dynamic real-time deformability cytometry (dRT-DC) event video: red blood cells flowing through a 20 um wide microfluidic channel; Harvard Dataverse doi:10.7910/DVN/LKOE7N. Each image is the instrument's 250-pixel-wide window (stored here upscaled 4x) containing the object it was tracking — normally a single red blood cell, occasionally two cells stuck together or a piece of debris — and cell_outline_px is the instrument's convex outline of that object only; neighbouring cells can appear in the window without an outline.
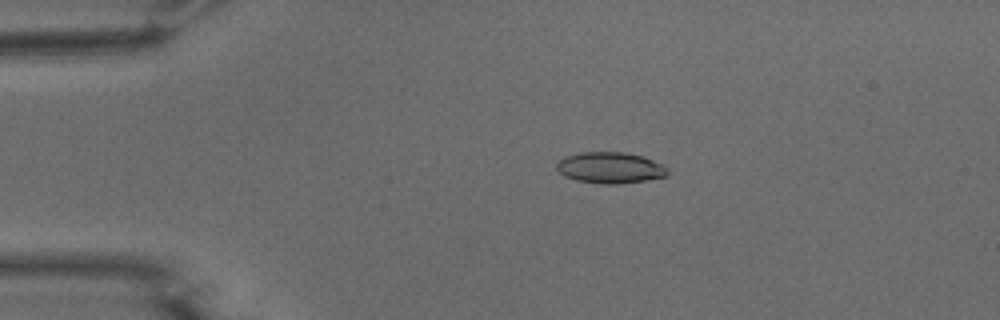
{"species": "common noctule bat (a hibernating species)", "species_latin": "Nyctalus noctula", "temperature_condition": "warm", "stored_images_in_passage": 44, "camera_frame_rate_fps": 3000, "um_per_image_px": 0.085, "animal": {"sex": "male", "body_mass_g": 15.6}, "frame": {"image": 1, "passage_image": 2, "time_ms": 0.333, "image_size_px": [1000, 320], "cell_outline_px": [[668, 172], [664, 176], [644, 180], [616, 184], [604, 184], [576, 180], [564, 176], [556, 168], [556, 164], [564, 156], [580, 152], [624, 152], [640, 156], [652, 160], [660, 164]], "centroid_in_image_um": [51.78, 14.25], "position_along_channel_um": 33.2, "area_um2": 19.77}}
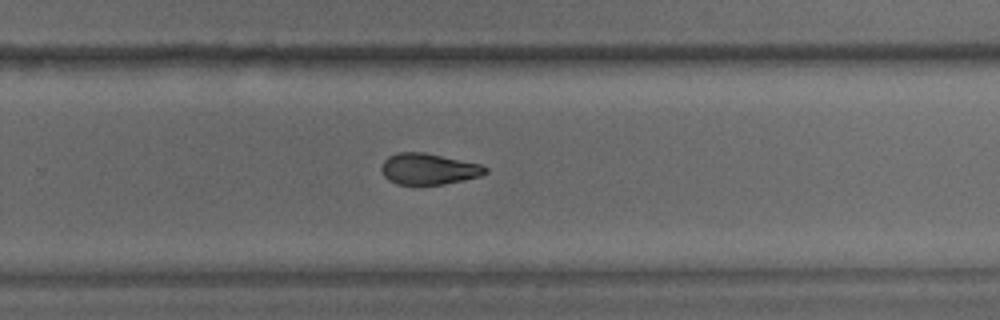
{"frame": {"image": 2, "passage_image": 26, "time_ms": 8.333, "image_size_px": [1000, 320], "cell_outline_px": [[488, 172], [480, 176], [464, 180], [444, 184], [396, 184], [388, 180], [384, 176], [380, 168], [384, 160], [388, 156], [396, 152], [424, 152], [480, 164], [488, 168]], "centroid_in_image_um": [36.41, 14.36], "position_along_channel_um": 293.4, "area_um2": 18.9}}
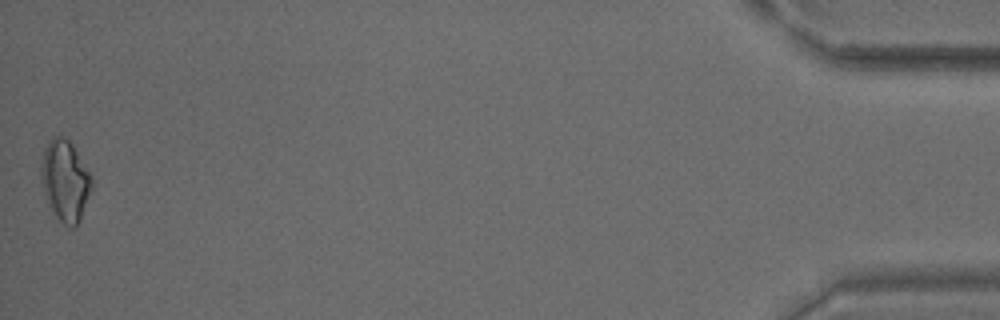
{"frame": {"image": 3, "passage_image": 44, "time_ms": 14.333, "image_size_px": [1000, 320], "cell_outline_px": [[92, 188], [80, 220], [72, 228], [68, 228], [52, 212], [44, 192], [40, 176], [40, 168], [44, 148], [48, 140], [52, 136], [60, 136], [68, 140], [72, 144], [92, 176]], "centroid_in_image_um": [5.53, 15.34], "position_along_channel_um": 429.7, "area_um2": 23.87}, "authors_computed_cell_mechanics": {"area_um2": 19.941, "velocity_mm_per_s": 3.8184, "shape_relaxation_time_tau1_ms": 7.8849, "shape_relaxation_time_tau2_ms": 3.8098, "deformation_change_tau1": 0.1781, "deformation_change_tau2": 0.1073}}